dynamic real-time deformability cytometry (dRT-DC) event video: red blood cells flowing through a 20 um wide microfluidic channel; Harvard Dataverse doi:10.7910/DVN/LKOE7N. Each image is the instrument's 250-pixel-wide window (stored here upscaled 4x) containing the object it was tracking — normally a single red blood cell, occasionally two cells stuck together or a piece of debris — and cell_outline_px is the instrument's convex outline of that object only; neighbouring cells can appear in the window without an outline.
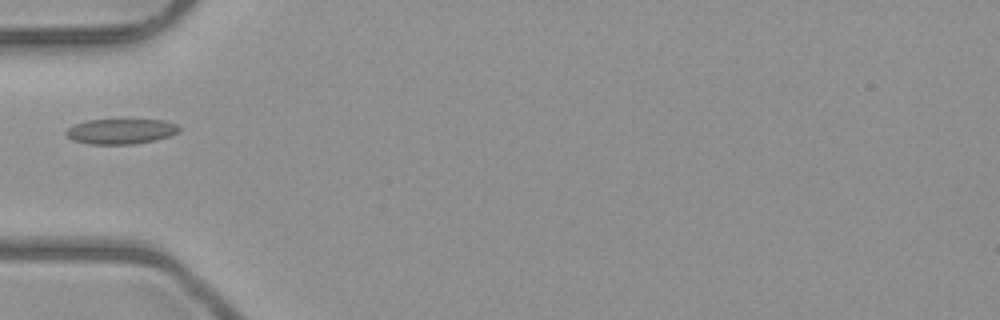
{"species": "common noctule bat (a hibernating species)", "species_latin": "Nyctalus noctula", "temperature_condition": "room temperature", "stored_images_in_passage": 7, "camera_frame_rate_fps": 3000, "um_per_image_px": 0.085, "animal": {"sex": "male", "body_mass_g": 23.1, "forearm_length_mm": 52.7}, "frame": {"image": 1, "passage_image": 5, "time_ms": 4.667, "image_size_px": [1000, 320], "cell_outline_px": [[180, 132], [156, 140], [132, 144], [88, 144], [72, 140], [64, 132], [68, 128], [76, 124], [88, 120], [164, 120], [176, 124], [180, 128]], "centroid_in_image_um": [10.28, 11.17], "position_along_channel_um": 74.7, "area_um2": 16.53}}
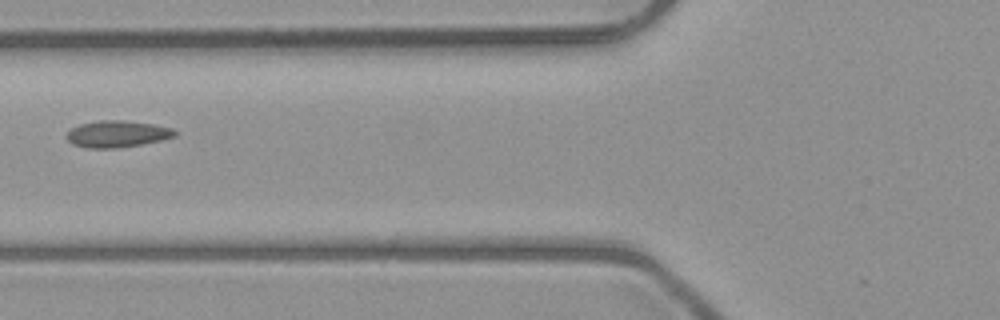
{"frame": {"image": 2, "passage_image": 6, "time_ms": 5.667, "image_size_px": [1000, 320], "cell_outline_px": [[176, 136], [160, 140], [140, 144], [116, 148], [88, 148], [72, 144], [64, 136], [72, 128], [80, 124], [96, 120], [124, 120], [152, 124], [172, 128], [176, 132]], "centroid_in_image_um": [9.92, 11.38], "position_along_channel_um": 115.9, "area_um2": 16.76}}
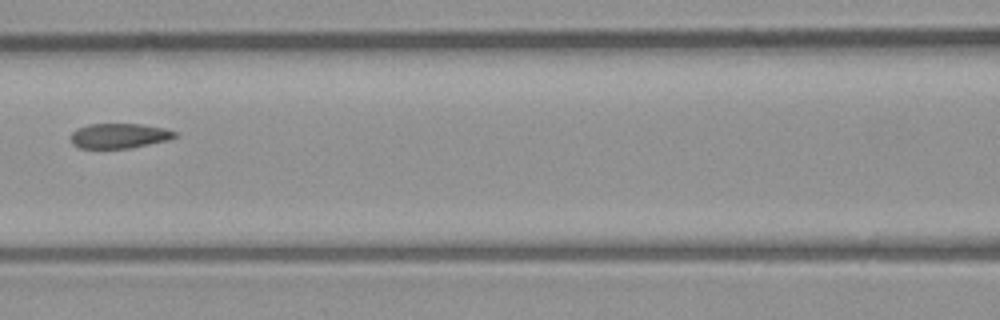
{"frame": {"image": 3, "passage_image": 7, "time_ms": 6.667, "image_size_px": [1000, 320], "cell_outline_px": [[176, 136], [168, 140], [128, 148], [80, 148], [72, 144], [72, 132], [88, 124], [140, 124], [164, 128], [176, 132]], "centroid_in_image_um": [10.13, 11.54], "position_along_channel_um": 156.5, "area_um2": 14.85}}